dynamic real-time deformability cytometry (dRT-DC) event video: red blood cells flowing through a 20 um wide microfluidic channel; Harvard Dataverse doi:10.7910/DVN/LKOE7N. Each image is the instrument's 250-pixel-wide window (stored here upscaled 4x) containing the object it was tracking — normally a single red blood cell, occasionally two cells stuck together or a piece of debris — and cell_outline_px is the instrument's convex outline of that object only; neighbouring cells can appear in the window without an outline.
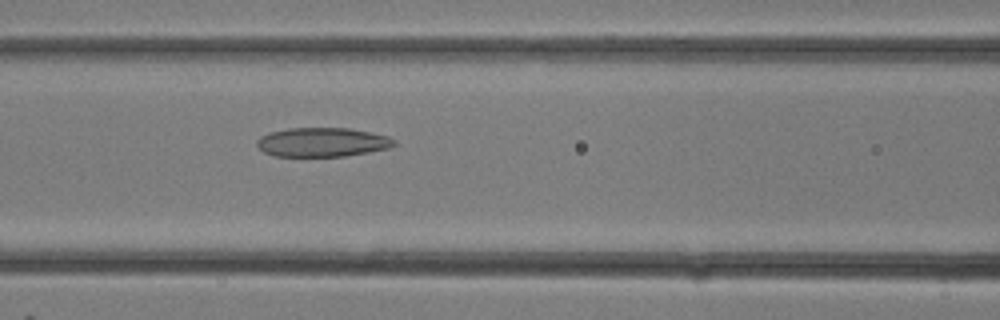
{"species": "common noctule bat (a hibernating species)", "species_latin": "Nyctalus noctula", "temperature_condition": "room temperature", "stored_images_in_passage": 4, "camera_frame_rate_fps": 3000, "um_per_image_px": 0.085, "animal": {"sex": "female"}, "frame": {"image": 1, "passage_image": 4, "time_ms": 1.0, "image_size_px": [1000, 320], "cell_outline_px": [[396, 144], [388, 148], [368, 152], [344, 156], [276, 156], [264, 152], [256, 144], [256, 140], [260, 136], [268, 132], [288, 128], [348, 128], [388, 136], [396, 140]], "centroid_in_image_um": [27.37, 12.08], "position_along_channel_um": 139.2, "area_um2": 23.24}}